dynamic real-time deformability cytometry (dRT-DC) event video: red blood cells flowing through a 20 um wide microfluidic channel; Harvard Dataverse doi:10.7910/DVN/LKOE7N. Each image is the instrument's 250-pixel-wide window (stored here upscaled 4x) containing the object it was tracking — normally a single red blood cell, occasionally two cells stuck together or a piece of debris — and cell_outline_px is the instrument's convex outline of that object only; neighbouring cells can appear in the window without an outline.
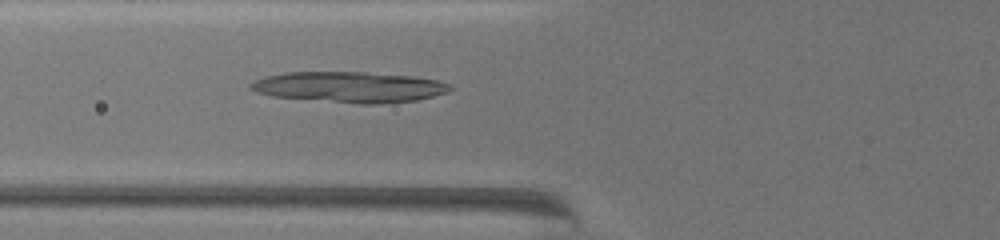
{"species": "common noctule bat (a hibernating species)", "species_latin": "Nyctalus noctula", "temperature_condition": "warm", "stored_images_in_passage": 64, "camera_frame_rate_fps": 3000, "um_per_image_px": 0.085, "animal": {"sex": "female", "body_mass_g": 19.5, "forearm_length_mm": 54.1}, "frame": {"image": 1, "passage_image": 21, "time_ms": 6.667, "image_size_px": [1000, 240], "cell_outline_px": [[452, 88], [448, 92], [416, 100], [380, 104], [356, 104], [272, 96], [256, 92], [248, 88], [248, 84], [256, 80], [268, 76], [288, 72], [364, 72], [412, 76], [436, 80], [448, 84]], "centroid_in_image_um": [29.68, 7.41], "position_along_channel_um": 96.1, "area_um2": 35.6}}
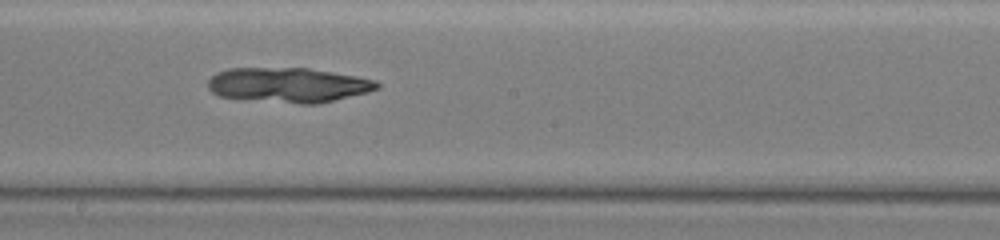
{"frame": {"image": 2, "passage_image": 34, "time_ms": 11.0, "image_size_px": [1000, 240], "cell_outline_px": [[380, 88], [368, 92], [316, 104], [300, 104], [220, 96], [212, 92], [208, 88], [208, 80], [216, 72], [228, 68], [308, 68], [356, 76], [376, 80], [380, 84]], "centroid_in_image_um": [24.52, 7.21], "position_along_channel_um": 223.7, "area_um2": 34.1}}
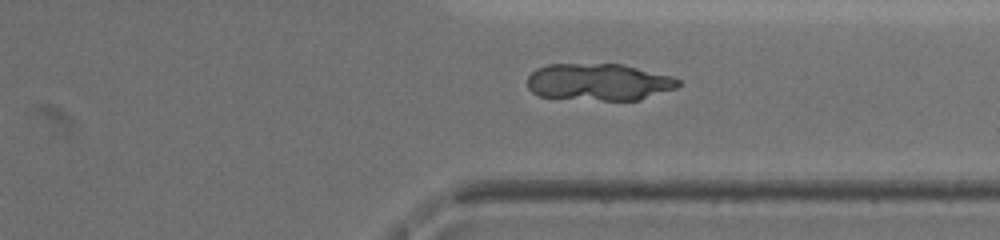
{"frame": {"image": 3, "passage_image": 48, "time_ms": 15.667, "image_size_px": [1000, 240], "cell_outline_px": [[680, 84], [676, 88], [640, 100], [600, 100], [540, 96], [532, 92], [528, 88], [528, 76], [536, 68], [548, 64], [620, 64], [672, 76], [680, 80]], "centroid_in_image_um": [50.9, 6.97], "position_along_channel_um": 360.5, "area_um2": 32.37}}